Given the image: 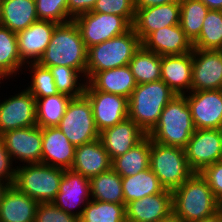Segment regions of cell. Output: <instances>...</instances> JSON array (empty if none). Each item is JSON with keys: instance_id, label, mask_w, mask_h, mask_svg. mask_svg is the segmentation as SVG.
Masks as SVG:
<instances>
[{"instance_id": "603a6c76", "label": "cell", "mask_w": 222, "mask_h": 222, "mask_svg": "<svg viewBox=\"0 0 222 222\" xmlns=\"http://www.w3.org/2000/svg\"><path fill=\"white\" fill-rule=\"evenodd\" d=\"M193 51L183 55L161 56V80L177 95L191 92Z\"/></svg>"}, {"instance_id": "ac0fdd59", "label": "cell", "mask_w": 222, "mask_h": 222, "mask_svg": "<svg viewBox=\"0 0 222 222\" xmlns=\"http://www.w3.org/2000/svg\"><path fill=\"white\" fill-rule=\"evenodd\" d=\"M57 25L52 21L37 20L26 29L16 33L18 53L25 64L39 61Z\"/></svg>"}, {"instance_id": "9a60e30c", "label": "cell", "mask_w": 222, "mask_h": 222, "mask_svg": "<svg viewBox=\"0 0 222 222\" xmlns=\"http://www.w3.org/2000/svg\"><path fill=\"white\" fill-rule=\"evenodd\" d=\"M90 200L89 178L71 169H64V175L60 181L59 192L53 203L66 213L80 218L83 209Z\"/></svg>"}, {"instance_id": "6da1fadb", "label": "cell", "mask_w": 222, "mask_h": 222, "mask_svg": "<svg viewBox=\"0 0 222 222\" xmlns=\"http://www.w3.org/2000/svg\"><path fill=\"white\" fill-rule=\"evenodd\" d=\"M87 51L74 20L58 24L38 63L44 67L66 66L80 71L86 78Z\"/></svg>"}, {"instance_id": "d4e9b609", "label": "cell", "mask_w": 222, "mask_h": 222, "mask_svg": "<svg viewBox=\"0 0 222 222\" xmlns=\"http://www.w3.org/2000/svg\"><path fill=\"white\" fill-rule=\"evenodd\" d=\"M38 204L14 185H9L0 203V222H34Z\"/></svg>"}, {"instance_id": "4dcf8cb0", "label": "cell", "mask_w": 222, "mask_h": 222, "mask_svg": "<svg viewBox=\"0 0 222 222\" xmlns=\"http://www.w3.org/2000/svg\"><path fill=\"white\" fill-rule=\"evenodd\" d=\"M25 65L18 53L16 33L0 26V74L7 80L13 79Z\"/></svg>"}, {"instance_id": "484cf974", "label": "cell", "mask_w": 222, "mask_h": 222, "mask_svg": "<svg viewBox=\"0 0 222 222\" xmlns=\"http://www.w3.org/2000/svg\"><path fill=\"white\" fill-rule=\"evenodd\" d=\"M87 83L97 91L129 98L137 86L129 65L96 72Z\"/></svg>"}, {"instance_id": "8d00e7d4", "label": "cell", "mask_w": 222, "mask_h": 222, "mask_svg": "<svg viewBox=\"0 0 222 222\" xmlns=\"http://www.w3.org/2000/svg\"><path fill=\"white\" fill-rule=\"evenodd\" d=\"M49 69L59 93L69 95L72 98L84 95L87 80L80 71L63 65L49 67Z\"/></svg>"}, {"instance_id": "8fae6325", "label": "cell", "mask_w": 222, "mask_h": 222, "mask_svg": "<svg viewBox=\"0 0 222 222\" xmlns=\"http://www.w3.org/2000/svg\"><path fill=\"white\" fill-rule=\"evenodd\" d=\"M190 169L200 173L222 160V129H195L185 148Z\"/></svg>"}, {"instance_id": "cb8c5ba5", "label": "cell", "mask_w": 222, "mask_h": 222, "mask_svg": "<svg viewBox=\"0 0 222 222\" xmlns=\"http://www.w3.org/2000/svg\"><path fill=\"white\" fill-rule=\"evenodd\" d=\"M112 168V160L100 139L76 147L71 170L92 178Z\"/></svg>"}, {"instance_id": "681fc988", "label": "cell", "mask_w": 222, "mask_h": 222, "mask_svg": "<svg viewBox=\"0 0 222 222\" xmlns=\"http://www.w3.org/2000/svg\"><path fill=\"white\" fill-rule=\"evenodd\" d=\"M159 222H181V221L172 214L168 218L161 220Z\"/></svg>"}, {"instance_id": "7402d4cb", "label": "cell", "mask_w": 222, "mask_h": 222, "mask_svg": "<svg viewBox=\"0 0 222 222\" xmlns=\"http://www.w3.org/2000/svg\"><path fill=\"white\" fill-rule=\"evenodd\" d=\"M76 147L56 127L42 128L41 164L70 169L74 162Z\"/></svg>"}, {"instance_id": "5b68a950", "label": "cell", "mask_w": 222, "mask_h": 222, "mask_svg": "<svg viewBox=\"0 0 222 222\" xmlns=\"http://www.w3.org/2000/svg\"><path fill=\"white\" fill-rule=\"evenodd\" d=\"M142 41L133 27L127 32L88 48L86 80L96 72L129 65Z\"/></svg>"}, {"instance_id": "1f68e13d", "label": "cell", "mask_w": 222, "mask_h": 222, "mask_svg": "<svg viewBox=\"0 0 222 222\" xmlns=\"http://www.w3.org/2000/svg\"><path fill=\"white\" fill-rule=\"evenodd\" d=\"M71 99L72 97L63 93L36 98L37 126L41 128L58 126Z\"/></svg>"}, {"instance_id": "7a4b0ae2", "label": "cell", "mask_w": 222, "mask_h": 222, "mask_svg": "<svg viewBox=\"0 0 222 222\" xmlns=\"http://www.w3.org/2000/svg\"><path fill=\"white\" fill-rule=\"evenodd\" d=\"M172 193V214L181 222H195L210 217L221 207L200 173H193Z\"/></svg>"}, {"instance_id": "ee69618b", "label": "cell", "mask_w": 222, "mask_h": 222, "mask_svg": "<svg viewBox=\"0 0 222 222\" xmlns=\"http://www.w3.org/2000/svg\"><path fill=\"white\" fill-rule=\"evenodd\" d=\"M97 0H67L68 15L73 20L78 15L92 11Z\"/></svg>"}, {"instance_id": "d6a6232c", "label": "cell", "mask_w": 222, "mask_h": 222, "mask_svg": "<svg viewBox=\"0 0 222 222\" xmlns=\"http://www.w3.org/2000/svg\"><path fill=\"white\" fill-rule=\"evenodd\" d=\"M129 67L137 84L161 79V55L148 51L143 46L134 54Z\"/></svg>"}, {"instance_id": "74e56055", "label": "cell", "mask_w": 222, "mask_h": 222, "mask_svg": "<svg viewBox=\"0 0 222 222\" xmlns=\"http://www.w3.org/2000/svg\"><path fill=\"white\" fill-rule=\"evenodd\" d=\"M24 67L25 68L23 70H28L31 73L30 85L25 88L34 96L35 99L45 98L59 93L57 91L52 72L48 67L40 65L38 62L27 63Z\"/></svg>"}, {"instance_id": "e0dca14e", "label": "cell", "mask_w": 222, "mask_h": 222, "mask_svg": "<svg viewBox=\"0 0 222 222\" xmlns=\"http://www.w3.org/2000/svg\"><path fill=\"white\" fill-rule=\"evenodd\" d=\"M173 193H161L134 200L125 205L126 222H159L172 215Z\"/></svg>"}, {"instance_id": "ab89813d", "label": "cell", "mask_w": 222, "mask_h": 222, "mask_svg": "<svg viewBox=\"0 0 222 222\" xmlns=\"http://www.w3.org/2000/svg\"><path fill=\"white\" fill-rule=\"evenodd\" d=\"M92 12L122 16L131 25L136 15L134 0H97Z\"/></svg>"}, {"instance_id": "2e32d148", "label": "cell", "mask_w": 222, "mask_h": 222, "mask_svg": "<svg viewBox=\"0 0 222 222\" xmlns=\"http://www.w3.org/2000/svg\"><path fill=\"white\" fill-rule=\"evenodd\" d=\"M222 89V50L193 49L191 91Z\"/></svg>"}, {"instance_id": "83f0119b", "label": "cell", "mask_w": 222, "mask_h": 222, "mask_svg": "<svg viewBox=\"0 0 222 222\" xmlns=\"http://www.w3.org/2000/svg\"><path fill=\"white\" fill-rule=\"evenodd\" d=\"M151 138L147 135L137 145L112 160V169L121 177L133 176L150 167Z\"/></svg>"}, {"instance_id": "c3c4849f", "label": "cell", "mask_w": 222, "mask_h": 222, "mask_svg": "<svg viewBox=\"0 0 222 222\" xmlns=\"http://www.w3.org/2000/svg\"><path fill=\"white\" fill-rule=\"evenodd\" d=\"M9 187V184L3 180H0V203L5 190Z\"/></svg>"}, {"instance_id": "ffe728a7", "label": "cell", "mask_w": 222, "mask_h": 222, "mask_svg": "<svg viewBox=\"0 0 222 222\" xmlns=\"http://www.w3.org/2000/svg\"><path fill=\"white\" fill-rule=\"evenodd\" d=\"M146 136L147 134L128 117L113 127L100 132L99 139L113 160L125 154Z\"/></svg>"}, {"instance_id": "30bf717a", "label": "cell", "mask_w": 222, "mask_h": 222, "mask_svg": "<svg viewBox=\"0 0 222 222\" xmlns=\"http://www.w3.org/2000/svg\"><path fill=\"white\" fill-rule=\"evenodd\" d=\"M13 163L39 164L42 157V128L36 126L9 130L0 135ZM15 161V162H14Z\"/></svg>"}, {"instance_id": "9c48e42d", "label": "cell", "mask_w": 222, "mask_h": 222, "mask_svg": "<svg viewBox=\"0 0 222 222\" xmlns=\"http://www.w3.org/2000/svg\"><path fill=\"white\" fill-rule=\"evenodd\" d=\"M86 48L127 32L132 25L122 16L87 12L75 17Z\"/></svg>"}, {"instance_id": "3957f363", "label": "cell", "mask_w": 222, "mask_h": 222, "mask_svg": "<svg viewBox=\"0 0 222 222\" xmlns=\"http://www.w3.org/2000/svg\"><path fill=\"white\" fill-rule=\"evenodd\" d=\"M176 95L161 79L137 84L128 98V117L148 134L158 123L165 106Z\"/></svg>"}, {"instance_id": "8992f818", "label": "cell", "mask_w": 222, "mask_h": 222, "mask_svg": "<svg viewBox=\"0 0 222 222\" xmlns=\"http://www.w3.org/2000/svg\"><path fill=\"white\" fill-rule=\"evenodd\" d=\"M63 175V168L25 164L16 166L13 185L38 203H49L55 200Z\"/></svg>"}, {"instance_id": "f907efd6", "label": "cell", "mask_w": 222, "mask_h": 222, "mask_svg": "<svg viewBox=\"0 0 222 222\" xmlns=\"http://www.w3.org/2000/svg\"><path fill=\"white\" fill-rule=\"evenodd\" d=\"M2 3L3 0H0V26H2Z\"/></svg>"}, {"instance_id": "816d5d0a", "label": "cell", "mask_w": 222, "mask_h": 222, "mask_svg": "<svg viewBox=\"0 0 222 222\" xmlns=\"http://www.w3.org/2000/svg\"><path fill=\"white\" fill-rule=\"evenodd\" d=\"M4 80H7V79L0 74V84L4 83ZM1 81H3V82H1ZM0 88H1V86H0ZM0 98H1V96H0Z\"/></svg>"}, {"instance_id": "7c38bea8", "label": "cell", "mask_w": 222, "mask_h": 222, "mask_svg": "<svg viewBox=\"0 0 222 222\" xmlns=\"http://www.w3.org/2000/svg\"><path fill=\"white\" fill-rule=\"evenodd\" d=\"M13 94L8 99H0V135L9 130L37 125L34 96L26 88Z\"/></svg>"}, {"instance_id": "ba28073f", "label": "cell", "mask_w": 222, "mask_h": 222, "mask_svg": "<svg viewBox=\"0 0 222 222\" xmlns=\"http://www.w3.org/2000/svg\"><path fill=\"white\" fill-rule=\"evenodd\" d=\"M57 127L75 147L99 139L92 105L85 95L71 99Z\"/></svg>"}, {"instance_id": "7dc6e473", "label": "cell", "mask_w": 222, "mask_h": 222, "mask_svg": "<svg viewBox=\"0 0 222 222\" xmlns=\"http://www.w3.org/2000/svg\"><path fill=\"white\" fill-rule=\"evenodd\" d=\"M195 222H222V206L214 215Z\"/></svg>"}, {"instance_id": "e575fe53", "label": "cell", "mask_w": 222, "mask_h": 222, "mask_svg": "<svg viewBox=\"0 0 222 222\" xmlns=\"http://www.w3.org/2000/svg\"><path fill=\"white\" fill-rule=\"evenodd\" d=\"M208 11L200 0H180V25L191 42L199 36Z\"/></svg>"}, {"instance_id": "bcb514c9", "label": "cell", "mask_w": 222, "mask_h": 222, "mask_svg": "<svg viewBox=\"0 0 222 222\" xmlns=\"http://www.w3.org/2000/svg\"><path fill=\"white\" fill-rule=\"evenodd\" d=\"M202 1L209 10H220L222 11V0H200Z\"/></svg>"}, {"instance_id": "836d02e7", "label": "cell", "mask_w": 222, "mask_h": 222, "mask_svg": "<svg viewBox=\"0 0 222 222\" xmlns=\"http://www.w3.org/2000/svg\"><path fill=\"white\" fill-rule=\"evenodd\" d=\"M192 43L193 49L222 50V11H208L201 32Z\"/></svg>"}, {"instance_id": "f35d334b", "label": "cell", "mask_w": 222, "mask_h": 222, "mask_svg": "<svg viewBox=\"0 0 222 222\" xmlns=\"http://www.w3.org/2000/svg\"><path fill=\"white\" fill-rule=\"evenodd\" d=\"M39 20H48L57 24L71 21L68 15L67 0H35Z\"/></svg>"}, {"instance_id": "f1b7e54d", "label": "cell", "mask_w": 222, "mask_h": 222, "mask_svg": "<svg viewBox=\"0 0 222 222\" xmlns=\"http://www.w3.org/2000/svg\"><path fill=\"white\" fill-rule=\"evenodd\" d=\"M91 200L126 205L122 177L112 168L89 179Z\"/></svg>"}, {"instance_id": "60d3db41", "label": "cell", "mask_w": 222, "mask_h": 222, "mask_svg": "<svg viewBox=\"0 0 222 222\" xmlns=\"http://www.w3.org/2000/svg\"><path fill=\"white\" fill-rule=\"evenodd\" d=\"M34 222H80V218L66 213L53 202H49L38 204Z\"/></svg>"}, {"instance_id": "44dd1931", "label": "cell", "mask_w": 222, "mask_h": 222, "mask_svg": "<svg viewBox=\"0 0 222 222\" xmlns=\"http://www.w3.org/2000/svg\"><path fill=\"white\" fill-rule=\"evenodd\" d=\"M142 46L161 56L183 55L193 51V43L180 24L153 31L142 42Z\"/></svg>"}, {"instance_id": "d590c367", "label": "cell", "mask_w": 222, "mask_h": 222, "mask_svg": "<svg viewBox=\"0 0 222 222\" xmlns=\"http://www.w3.org/2000/svg\"><path fill=\"white\" fill-rule=\"evenodd\" d=\"M80 222H126L125 205L90 200L83 209Z\"/></svg>"}, {"instance_id": "277c9868", "label": "cell", "mask_w": 222, "mask_h": 222, "mask_svg": "<svg viewBox=\"0 0 222 222\" xmlns=\"http://www.w3.org/2000/svg\"><path fill=\"white\" fill-rule=\"evenodd\" d=\"M194 131L186 97L176 95L165 106L158 123L147 135L156 143L185 149Z\"/></svg>"}, {"instance_id": "5bb4252c", "label": "cell", "mask_w": 222, "mask_h": 222, "mask_svg": "<svg viewBox=\"0 0 222 222\" xmlns=\"http://www.w3.org/2000/svg\"><path fill=\"white\" fill-rule=\"evenodd\" d=\"M184 95L195 129H222V89Z\"/></svg>"}, {"instance_id": "f6af8a7d", "label": "cell", "mask_w": 222, "mask_h": 222, "mask_svg": "<svg viewBox=\"0 0 222 222\" xmlns=\"http://www.w3.org/2000/svg\"><path fill=\"white\" fill-rule=\"evenodd\" d=\"M175 2H180V0H134V6L135 9H144Z\"/></svg>"}, {"instance_id": "b9f144b4", "label": "cell", "mask_w": 222, "mask_h": 222, "mask_svg": "<svg viewBox=\"0 0 222 222\" xmlns=\"http://www.w3.org/2000/svg\"><path fill=\"white\" fill-rule=\"evenodd\" d=\"M200 174L212 189L217 202L222 206V160L207 166Z\"/></svg>"}, {"instance_id": "7bdbcfd3", "label": "cell", "mask_w": 222, "mask_h": 222, "mask_svg": "<svg viewBox=\"0 0 222 222\" xmlns=\"http://www.w3.org/2000/svg\"><path fill=\"white\" fill-rule=\"evenodd\" d=\"M11 156L9 155L3 141L0 139V180L13 185L16 173Z\"/></svg>"}, {"instance_id": "f546056e", "label": "cell", "mask_w": 222, "mask_h": 222, "mask_svg": "<svg viewBox=\"0 0 222 222\" xmlns=\"http://www.w3.org/2000/svg\"><path fill=\"white\" fill-rule=\"evenodd\" d=\"M122 188L125 204L161 193L165 189L150 167L133 176L122 177Z\"/></svg>"}, {"instance_id": "4316f807", "label": "cell", "mask_w": 222, "mask_h": 222, "mask_svg": "<svg viewBox=\"0 0 222 222\" xmlns=\"http://www.w3.org/2000/svg\"><path fill=\"white\" fill-rule=\"evenodd\" d=\"M39 20L36 13L35 0H3L2 26L18 33L35 21Z\"/></svg>"}, {"instance_id": "52a82bcc", "label": "cell", "mask_w": 222, "mask_h": 222, "mask_svg": "<svg viewBox=\"0 0 222 222\" xmlns=\"http://www.w3.org/2000/svg\"><path fill=\"white\" fill-rule=\"evenodd\" d=\"M150 168L160 184L171 191L180 187L194 173L188 165L185 149L152 140Z\"/></svg>"}, {"instance_id": "4fadbf2b", "label": "cell", "mask_w": 222, "mask_h": 222, "mask_svg": "<svg viewBox=\"0 0 222 222\" xmlns=\"http://www.w3.org/2000/svg\"><path fill=\"white\" fill-rule=\"evenodd\" d=\"M84 95L89 99L96 127L100 132L128 118V99L94 90L88 83Z\"/></svg>"}, {"instance_id": "d6986e66", "label": "cell", "mask_w": 222, "mask_h": 222, "mask_svg": "<svg viewBox=\"0 0 222 222\" xmlns=\"http://www.w3.org/2000/svg\"><path fill=\"white\" fill-rule=\"evenodd\" d=\"M178 24H180V2H175L136 9L132 27L143 42L153 31Z\"/></svg>"}]
</instances>
